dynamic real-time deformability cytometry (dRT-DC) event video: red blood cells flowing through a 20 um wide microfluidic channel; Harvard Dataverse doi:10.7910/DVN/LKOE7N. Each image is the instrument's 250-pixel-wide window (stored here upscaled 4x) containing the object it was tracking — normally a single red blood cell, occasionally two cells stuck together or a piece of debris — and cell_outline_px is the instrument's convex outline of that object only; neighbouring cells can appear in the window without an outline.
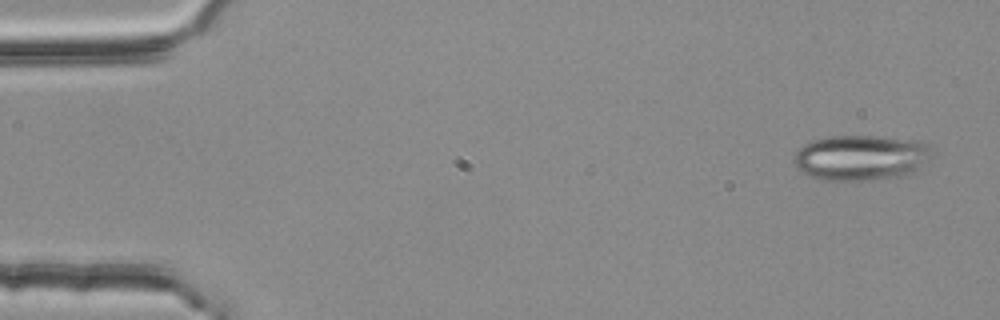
{"species": "common noctule bat (a hibernating species)", "species_latin": "Nyctalus noctula", "temperature_condition": "room temperature", "stored_images_in_passage": 5, "camera_frame_rate_fps": 3000, "um_per_image_px": 0.085, "animal": {"sex": "female", "body_mass_g": 25.1}, "frame": {"image": 1, "passage_image": 1, "time_ms": 0.0, "image_size_px": [1000, 320], "cell_outline_px": [[936, 156], [916, 172], [904, 176], [868, 180], [824, 180], [812, 176], [804, 172], [792, 160], [792, 156], [804, 144], [812, 140], [828, 136], [876, 136], [924, 140], [928, 144]], "centroid_in_image_um": [73.3, 13.38], "position_along_channel_um": 11.7, "area_um2": 37.22}}